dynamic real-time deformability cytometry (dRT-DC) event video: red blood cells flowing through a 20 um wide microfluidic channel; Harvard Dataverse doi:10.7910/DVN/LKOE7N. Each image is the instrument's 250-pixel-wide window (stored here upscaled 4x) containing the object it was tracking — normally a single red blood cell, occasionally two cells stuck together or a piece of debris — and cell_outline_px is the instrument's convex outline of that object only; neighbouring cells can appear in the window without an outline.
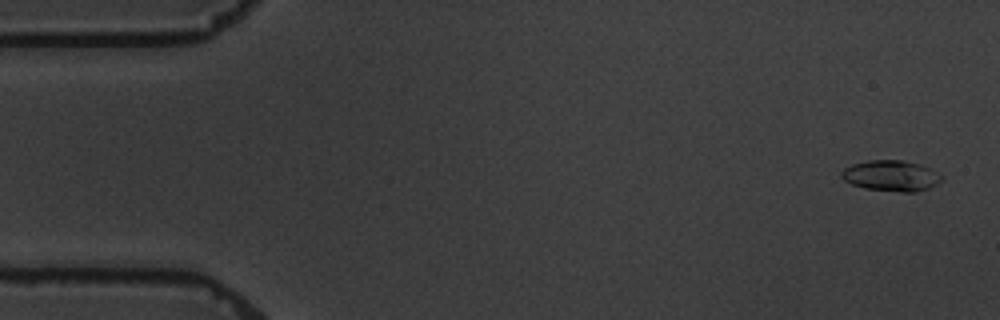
{"species": "common noctule bat (a hibernating species)", "species_latin": "Nyctalus noctula", "temperature_condition": "warm", "stored_images_in_passage": 5, "camera_frame_rate_fps": 3000, "um_per_image_px": 0.085, "animal": {"sex": "male", "body_mass_g": 19.5, "forearm_length_mm": 54.6}, "frame": {"image": 1, "passage_image": 1, "time_ms": 0.0, "image_size_px": [1000, 320], "cell_outline_px": [[940, 180], [936, 184], [928, 188], [916, 192], [904, 192], [864, 188], [852, 184], [844, 180], [840, 176], [840, 172], [844, 168], [852, 164], [868, 160], [904, 160], [920, 164], [928, 168], [940, 176]], "centroid_in_image_um": [75.68, 14.93], "position_along_channel_um": 9.3, "area_um2": 17.74}}
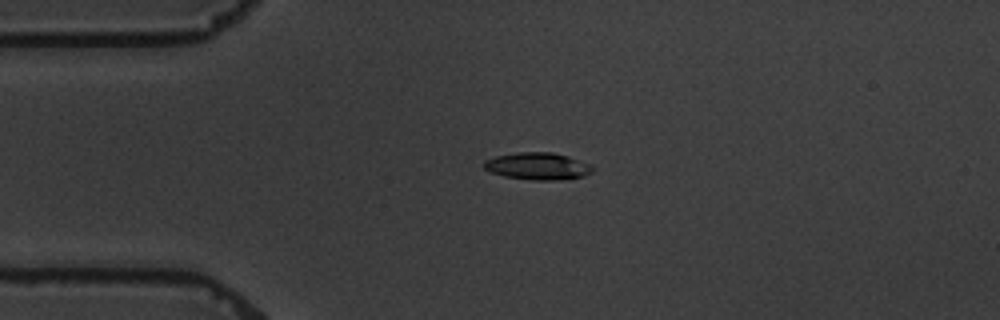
{"frame": {"image": 2, "passage_image": 4, "time_ms": 3.667, "image_size_px": [1000, 320], "cell_outline_px": [[596, 168], [592, 172], [584, 176], [560, 180], [532, 180], [504, 176], [492, 172], [484, 168], [484, 160], [496, 156], [516, 152], [552, 152], [568, 156], [588, 164]], "centroid_in_image_um": [45.71, 14.12], "position_along_channel_um": 39.3, "area_um2": 17.17}}